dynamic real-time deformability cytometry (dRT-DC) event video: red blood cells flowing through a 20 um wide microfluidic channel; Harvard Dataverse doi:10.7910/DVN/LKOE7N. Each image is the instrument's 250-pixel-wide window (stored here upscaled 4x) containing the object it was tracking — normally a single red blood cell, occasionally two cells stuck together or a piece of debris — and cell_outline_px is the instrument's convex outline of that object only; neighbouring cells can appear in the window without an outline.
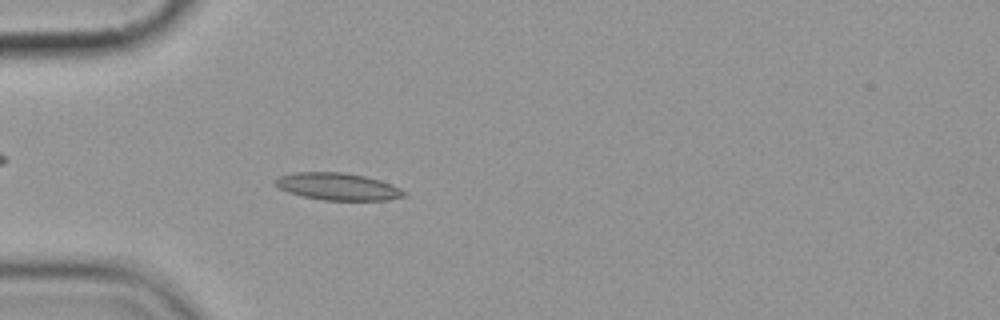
{"species": "common noctule bat (a hibernating species)", "species_latin": "Nyctalus noctula", "temperature_condition": "cold", "stored_images_in_passage": 4, "camera_frame_rate_fps": 3000, "um_per_image_px": 0.085, "animal": {"sex": "female", "body_mass_g": 19.9}, "frame": {"image": 1, "passage_image": 4, "time_ms": 3.333, "image_size_px": [1000, 320], "cell_outline_px": [[408, 196], [388, 200], [324, 200], [304, 196], [288, 192], [280, 188], [272, 180], [280, 176], [296, 172], [344, 172], [364, 176], [380, 180], [392, 184], [408, 192]], "centroid_in_image_um": [28.77, 15.86], "position_along_channel_um": 56.2, "area_um2": 20.46}}